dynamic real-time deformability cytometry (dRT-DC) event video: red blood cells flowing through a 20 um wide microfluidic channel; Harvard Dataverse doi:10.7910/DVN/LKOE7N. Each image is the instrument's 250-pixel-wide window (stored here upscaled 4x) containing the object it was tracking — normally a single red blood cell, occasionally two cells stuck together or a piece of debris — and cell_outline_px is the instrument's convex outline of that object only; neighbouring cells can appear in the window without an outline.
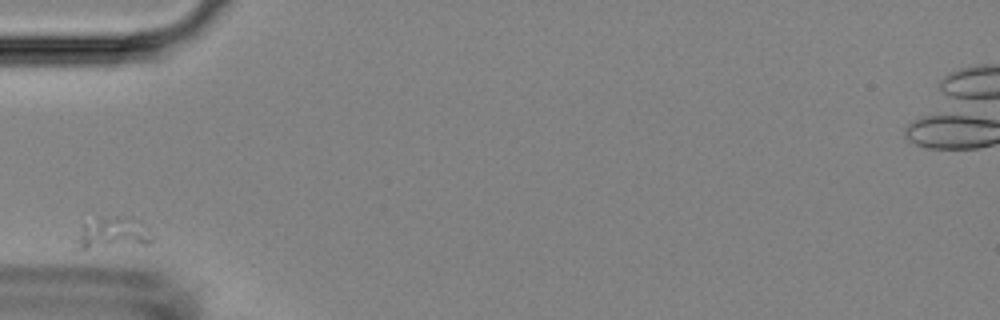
{"species": "Egyptian fruit bat (a non-hibernating species)", "species_latin": "Rousettus aegyptiacus", "temperature_condition": "room temperature", "stored_images_in_passage": 3, "camera_frame_rate_fps": 3000, "um_per_image_px": 0.085, "animal": {"sex": "female"}, "frame": {"image": 1, "passage_image": 1, "time_ms": 0.0, "image_size_px": [1000, 320], "cell_outline_px": [[152, 240], [148, 244], [88, 248], [72, 248], [72, 240], [84, 228], [100, 220], [116, 216], [124, 216], [136, 220], [152, 236]], "centroid_in_image_um": [9.55, 19.88], "position_along_channel_um": 75.5, "area_um2": 13.18}}